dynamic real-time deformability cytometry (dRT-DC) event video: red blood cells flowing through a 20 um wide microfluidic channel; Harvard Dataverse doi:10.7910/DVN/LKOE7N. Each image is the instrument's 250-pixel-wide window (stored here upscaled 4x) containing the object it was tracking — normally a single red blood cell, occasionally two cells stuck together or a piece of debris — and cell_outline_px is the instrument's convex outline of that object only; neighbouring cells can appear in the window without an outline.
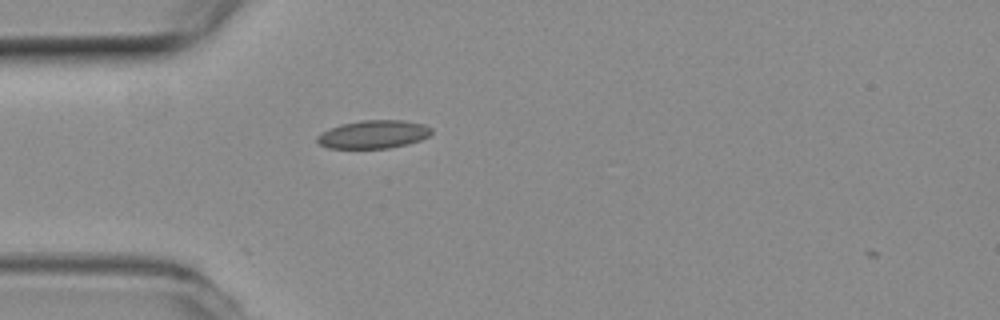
{"species": "common noctule bat (a hibernating species)", "species_latin": "Nyctalus noctula", "temperature_condition": "room temperature", "stored_images_in_passage": 2, "camera_frame_rate_fps": 3000, "um_per_image_px": 0.085, "animal": {"sex": "female", "body_mass_g": 19.3, "forearm_length_mm": 54.1}, "frame": {"image": 1, "passage_image": 2, "time_ms": 0.333, "image_size_px": [1000, 320], "cell_outline_px": [[432, 132], [428, 136], [420, 140], [388, 148], [328, 148], [320, 144], [316, 140], [316, 136], [332, 128], [344, 124], [360, 120], [400, 120], [424, 124], [432, 128]], "centroid_in_image_um": [31.76, 11.42], "position_along_channel_um": 53.2, "area_um2": 18.44}}